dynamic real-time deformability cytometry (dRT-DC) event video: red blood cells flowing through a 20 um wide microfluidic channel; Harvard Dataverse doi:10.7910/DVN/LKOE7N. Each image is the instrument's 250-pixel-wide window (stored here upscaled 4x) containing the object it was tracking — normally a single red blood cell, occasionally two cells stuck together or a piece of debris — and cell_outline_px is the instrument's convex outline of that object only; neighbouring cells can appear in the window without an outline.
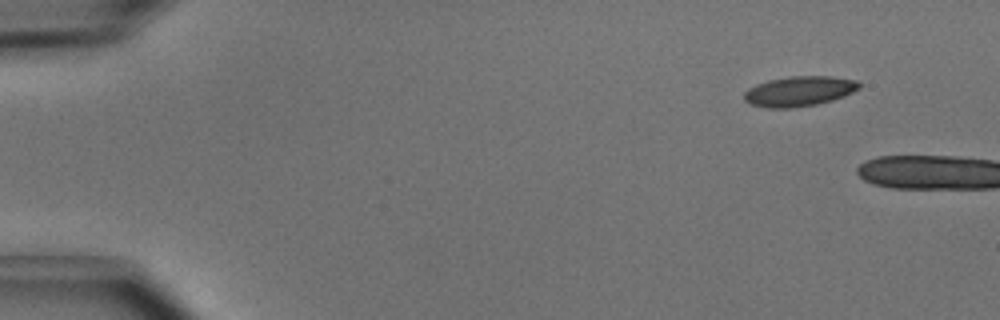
{"species": "common noctule bat (a hibernating species)", "species_latin": "Nyctalus noctula", "temperature_condition": "cold", "stored_images_in_passage": 3, "camera_frame_rate_fps": 3000, "um_per_image_px": 0.085, "animal": {"sex": "male", "body_mass_g": 15.6}, "frame": {"image": 1, "passage_image": 1, "time_ms": 0.0, "image_size_px": [1000, 320], "cell_outline_px": [[860, 88], [844, 96], [832, 100], [816, 104], [792, 108], [764, 108], [752, 104], [744, 100], [744, 92], [748, 88], [756, 84], [768, 80], [788, 76], [832, 76], [856, 80], [860, 84]], "centroid_in_image_um": [67.91, 7.75], "position_along_channel_um": 17.1, "area_um2": 20.23}}